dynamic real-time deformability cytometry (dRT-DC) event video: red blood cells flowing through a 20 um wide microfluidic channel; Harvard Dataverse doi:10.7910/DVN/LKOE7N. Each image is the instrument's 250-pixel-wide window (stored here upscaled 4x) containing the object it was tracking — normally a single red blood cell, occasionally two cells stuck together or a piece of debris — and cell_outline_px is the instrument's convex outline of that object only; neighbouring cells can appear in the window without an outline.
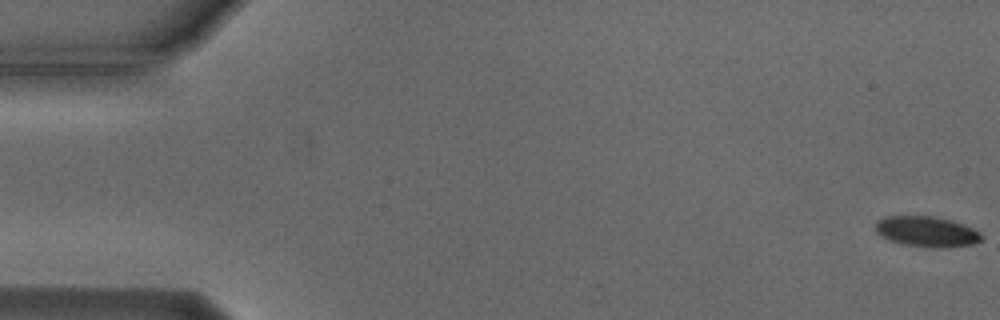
{"species": "Egyptian fruit bat (a non-hibernating species)", "species_latin": "Rousettus aegyptiacus", "temperature_condition": "cold", "stored_images_in_passage": 3, "camera_frame_rate_fps": 3000, "um_per_image_px": 0.085, "animal": {"sex": "male"}, "frame": {"image": 1, "passage_image": 1, "time_ms": 0.0, "image_size_px": [1000, 320], "cell_outline_px": [[980, 240], [972, 244], [948, 248], [932, 248], [904, 244], [888, 240], [880, 236], [876, 232], [876, 220], [884, 216], [932, 216], [952, 220], [964, 224], [980, 232]], "centroid_in_image_um": [78.74, 19.68], "position_along_channel_um": 6.3, "area_um2": 18.96}}